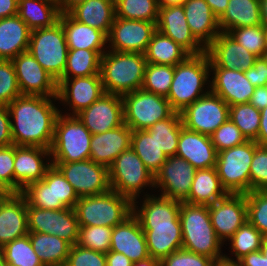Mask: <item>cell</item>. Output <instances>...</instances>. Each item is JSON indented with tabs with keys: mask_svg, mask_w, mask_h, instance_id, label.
I'll use <instances>...</instances> for the list:
<instances>
[{
	"mask_svg": "<svg viewBox=\"0 0 267 266\" xmlns=\"http://www.w3.org/2000/svg\"><path fill=\"white\" fill-rule=\"evenodd\" d=\"M180 207V201L162 195L146 198L140 213L135 211L133 204V214L144 231L149 256L160 262L172 252L182 249Z\"/></svg>",
	"mask_w": 267,
	"mask_h": 266,
	"instance_id": "1",
	"label": "cell"
},
{
	"mask_svg": "<svg viewBox=\"0 0 267 266\" xmlns=\"http://www.w3.org/2000/svg\"><path fill=\"white\" fill-rule=\"evenodd\" d=\"M51 101L50 97L21 95L7 105L15 121L11 122L14 145L51 148L60 114Z\"/></svg>",
	"mask_w": 267,
	"mask_h": 266,
	"instance_id": "2",
	"label": "cell"
},
{
	"mask_svg": "<svg viewBox=\"0 0 267 266\" xmlns=\"http://www.w3.org/2000/svg\"><path fill=\"white\" fill-rule=\"evenodd\" d=\"M146 66L145 54L104 53L101 56L100 75L105 93L123 96L141 89Z\"/></svg>",
	"mask_w": 267,
	"mask_h": 266,
	"instance_id": "3",
	"label": "cell"
},
{
	"mask_svg": "<svg viewBox=\"0 0 267 266\" xmlns=\"http://www.w3.org/2000/svg\"><path fill=\"white\" fill-rule=\"evenodd\" d=\"M179 219L182 228V248L213 260L223 258L220 253L222 241L211 224L209 206L181 202Z\"/></svg>",
	"mask_w": 267,
	"mask_h": 266,
	"instance_id": "4",
	"label": "cell"
},
{
	"mask_svg": "<svg viewBox=\"0 0 267 266\" xmlns=\"http://www.w3.org/2000/svg\"><path fill=\"white\" fill-rule=\"evenodd\" d=\"M210 59L205 52L200 55H190L182 63L174 66L172 84L167 96L172 109L182 112L187 106L201 98L199 95L207 81Z\"/></svg>",
	"mask_w": 267,
	"mask_h": 266,
	"instance_id": "5",
	"label": "cell"
},
{
	"mask_svg": "<svg viewBox=\"0 0 267 266\" xmlns=\"http://www.w3.org/2000/svg\"><path fill=\"white\" fill-rule=\"evenodd\" d=\"M74 211L79 227L108 226L113 228L133 213V202L116 191L110 190L104 194L79 198Z\"/></svg>",
	"mask_w": 267,
	"mask_h": 266,
	"instance_id": "6",
	"label": "cell"
},
{
	"mask_svg": "<svg viewBox=\"0 0 267 266\" xmlns=\"http://www.w3.org/2000/svg\"><path fill=\"white\" fill-rule=\"evenodd\" d=\"M92 134L77 116L58 115L50 155L51 163H70L90 159Z\"/></svg>",
	"mask_w": 267,
	"mask_h": 266,
	"instance_id": "7",
	"label": "cell"
},
{
	"mask_svg": "<svg viewBox=\"0 0 267 266\" xmlns=\"http://www.w3.org/2000/svg\"><path fill=\"white\" fill-rule=\"evenodd\" d=\"M258 144L248 140L244 144L217 153L216 169L222 187L230 194L250 192V165Z\"/></svg>",
	"mask_w": 267,
	"mask_h": 266,
	"instance_id": "8",
	"label": "cell"
},
{
	"mask_svg": "<svg viewBox=\"0 0 267 266\" xmlns=\"http://www.w3.org/2000/svg\"><path fill=\"white\" fill-rule=\"evenodd\" d=\"M68 50L60 21L51 27L31 31L28 51L56 81L63 76Z\"/></svg>",
	"mask_w": 267,
	"mask_h": 266,
	"instance_id": "9",
	"label": "cell"
},
{
	"mask_svg": "<svg viewBox=\"0 0 267 266\" xmlns=\"http://www.w3.org/2000/svg\"><path fill=\"white\" fill-rule=\"evenodd\" d=\"M124 123L132 130H147L175 111L166 97L138 89L122 96Z\"/></svg>",
	"mask_w": 267,
	"mask_h": 266,
	"instance_id": "10",
	"label": "cell"
},
{
	"mask_svg": "<svg viewBox=\"0 0 267 266\" xmlns=\"http://www.w3.org/2000/svg\"><path fill=\"white\" fill-rule=\"evenodd\" d=\"M111 190L129 198L136 206V196L142 187L155 185V176L145 167L134 150L121 152L109 167Z\"/></svg>",
	"mask_w": 267,
	"mask_h": 266,
	"instance_id": "11",
	"label": "cell"
},
{
	"mask_svg": "<svg viewBox=\"0 0 267 266\" xmlns=\"http://www.w3.org/2000/svg\"><path fill=\"white\" fill-rule=\"evenodd\" d=\"M180 114L185 128L211 136L229 119V105L217 94L208 91Z\"/></svg>",
	"mask_w": 267,
	"mask_h": 266,
	"instance_id": "12",
	"label": "cell"
},
{
	"mask_svg": "<svg viewBox=\"0 0 267 266\" xmlns=\"http://www.w3.org/2000/svg\"><path fill=\"white\" fill-rule=\"evenodd\" d=\"M75 189L79 198L107 193L111 190L109 168L89 160L51 163Z\"/></svg>",
	"mask_w": 267,
	"mask_h": 266,
	"instance_id": "13",
	"label": "cell"
},
{
	"mask_svg": "<svg viewBox=\"0 0 267 266\" xmlns=\"http://www.w3.org/2000/svg\"><path fill=\"white\" fill-rule=\"evenodd\" d=\"M28 231L56 235L69 242L77 244L79 224L72 208L61 210L27 207Z\"/></svg>",
	"mask_w": 267,
	"mask_h": 266,
	"instance_id": "14",
	"label": "cell"
},
{
	"mask_svg": "<svg viewBox=\"0 0 267 266\" xmlns=\"http://www.w3.org/2000/svg\"><path fill=\"white\" fill-rule=\"evenodd\" d=\"M22 95L57 98V81L29 52L12 59Z\"/></svg>",
	"mask_w": 267,
	"mask_h": 266,
	"instance_id": "15",
	"label": "cell"
},
{
	"mask_svg": "<svg viewBox=\"0 0 267 266\" xmlns=\"http://www.w3.org/2000/svg\"><path fill=\"white\" fill-rule=\"evenodd\" d=\"M156 31L154 22L115 17L107 37L113 51L144 54Z\"/></svg>",
	"mask_w": 267,
	"mask_h": 266,
	"instance_id": "16",
	"label": "cell"
},
{
	"mask_svg": "<svg viewBox=\"0 0 267 266\" xmlns=\"http://www.w3.org/2000/svg\"><path fill=\"white\" fill-rule=\"evenodd\" d=\"M76 116L92 135L114 129L124 123L122 96L104 93Z\"/></svg>",
	"mask_w": 267,
	"mask_h": 266,
	"instance_id": "17",
	"label": "cell"
},
{
	"mask_svg": "<svg viewBox=\"0 0 267 266\" xmlns=\"http://www.w3.org/2000/svg\"><path fill=\"white\" fill-rule=\"evenodd\" d=\"M211 224L217 237L229 239L246 222L247 205L245 194H230L209 206Z\"/></svg>",
	"mask_w": 267,
	"mask_h": 266,
	"instance_id": "18",
	"label": "cell"
},
{
	"mask_svg": "<svg viewBox=\"0 0 267 266\" xmlns=\"http://www.w3.org/2000/svg\"><path fill=\"white\" fill-rule=\"evenodd\" d=\"M195 172L196 169L183 158L167 157L155 175L154 186L162 187V196L184 202L189 196Z\"/></svg>",
	"mask_w": 267,
	"mask_h": 266,
	"instance_id": "19",
	"label": "cell"
},
{
	"mask_svg": "<svg viewBox=\"0 0 267 266\" xmlns=\"http://www.w3.org/2000/svg\"><path fill=\"white\" fill-rule=\"evenodd\" d=\"M156 26L159 32L170 37L190 55L206 52V48L200 45L201 43L191 33L182 5L159 7Z\"/></svg>",
	"mask_w": 267,
	"mask_h": 266,
	"instance_id": "20",
	"label": "cell"
},
{
	"mask_svg": "<svg viewBox=\"0 0 267 266\" xmlns=\"http://www.w3.org/2000/svg\"><path fill=\"white\" fill-rule=\"evenodd\" d=\"M206 53L210 59V67L241 71L251 68L258 58L224 32H221L206 48Z\"/></svg>",
	"mask_w": 267,
	"mask_h": 266,
	"instance_id": "21",
	"label": "cell"
},
{
	"mask_svg": "<svg viewBox=\"0 0 267 266\" xmlns=\"http://www.w3.org/2000/svg\"><path fill=\"white\" fill-rule=\"evenodd\" d=\"M69 81L70 79L57 81V99L71 103L73 116L88 108L105 93L101 75L73 78L70 88Z\"/></svg>",
	"mask_w": 267,
	"mask_h": 266,
	"instance_id": "22",
	"label": "cell"
},
{
	"mask_svg": "<svg viewBox=\"0 0 267 266\" xmlns=\"http://www.w3.org/2000/svg\"><path fill=\"white\" fill-rule=\"evenodd\" d=\"M110 251L123 253L133 263L149 257L144 231L133 213L113 227Z\"/></svg>",
	"mask_w": 267,
	"mask_h": 266,
	"instance_id": "23",
	"label": "cell"
},
{
	"mask_svg": "<svg viewBox=\"0 0 267 266\" xmlns=\"http://www.w3.org/2000/svg\"><path fill=\"white\" fill-rule=\"evenodd\" d=\"M43 155L50 156V149L15 145L14 193H21L29 184L42 180L51 166V163L44 165Z\"/></svg>",
	"mask_w": 267,
	"mask_h": 266,
	"instance_id": "24",
	"label": "cell"
},
{
	"mask_svg": "<svg viewBox=\"0 0 267 266\" xmlns=\"http://www.w3.org/2000/svg\"><path fill=\"white\" fill-rule=\"evenodd\" d=\"M176 156L186 160L196 170L216 167L217 151L211 137L184 126L179 135Z\"/></svg>",
	"mask_w": 267,
	"mask_h": 266,
	"instance_id": "25",
	"label": "cell"
},
{
	"mask_svg": "<svg viewBox=\"0 0 267 266\" xmlns=\"http://www.w3.org/2000/svg\"><path fill=\"white\" fill-rule=\"evenodd\" d=\"M27 201L14 193L0 202V248L15 239L28 235Z\"/></svg>",
	"mask_w": 267,
	"mask_h": 266,
	"instance_id": "26",
	"label": "cell"
},
{
	"mask_svg": "<svg viewBox=\"0 0 267 266\" xmlns=\"http://www.w3.org/2000/svg\"><path fill=\"white\" fill-rule=\"evenodd\" d=\"M215 71L211 91L222 98L229 106L249 103L255 90L245 77L244 71L210 67Z\"/></svg>",
	"mask_w": 267,
	"mask_h": 266,
	"instance_id": "27",
	"label": "cell"
},
{
	"mask_svg": "<svg viewBox=\"0 0 267 266\" xmlns=\"http://www.w3.org/2000/svg\"><path fill=\"white\" fill-rule=\"evenodd\" d=\"M132 130L122 125L100 134H93L90 144V160L110 167L115 158L131 147Z\"/></svg>",
	"mask_w": 267,
	"mask_h": 266,
	"instance_id": "28",
	"label": "cell"
},
{
	"mask_svg": "<svg viewBox=\"0 0 267 266\" xmlns=\"http://www.w3.org/2000/svg\"><path fill=\"white\" fill-rule=\"evenodd\" d=\"M182 6L191 33L207 48L221 33L218 18L205 0H185Z\"/></svg>",
	"mask_w": 267,
	"mask_h": 266,
	"instance_id": "29",
	"label": "cell"
},
{
	"mask_svg": "<svg viewBox=\"0 0 267 266\" xmlns=\"http://www.w3.org/2000/svg\"><path fill=\"white\" fill-rule=\"evenodd\" d=\"M31 30L18 16L0 19V60H12L28 51Z\"/></svg>",
	"mask_w": 267,
	"mask_h": 266,
	"instance_id": "30",
	"label": "cell"
},
{
	"mask_svg": "<svg viewBox=\"0 0 267 266\" xmlns=\"http://www.w3.org/2000/svg\"><path fill=\"white\" fill-rule=\"evenodd\" d=\"M75 20L107 36L116 17L115 0H85L68 12Z\"/></svg>",
	"mask_w": 267,
	"mask_h": 266,
	"instance_id": "31",
	"label": "cell"
},
{
	"mask_svg": "<svg viewBox=\"0 0 267 266\" xmlns=\"http://www.w3.org/2000/svg\"><path fill=\"white\" fill-rule=\"evenodd\" d=\"M59 21L65 33L68 49L103 50L102 47L108 42L104 32L78 22L69 13H61Z\"/></svg>",
	"mask_w": 267,
	"mask_h": 266,
	"instance_id": "32",
	"label": "cell"
},
{
	"mask_svg": "<svg viewBox=\"0 0 267 266\" xmlns=\"http://www.w3.org/2000/svg\"><path fill=\"white\" fill-rule=\"evenodd\" d=\"M227 191L222 187L216 167L197 169L186 203L210 206L224 198Z\"/></svg>",
	"mask_w": 267,
	"mask_h": 266,
	"instance_id": "33",
	"label": "cell"
},
{
	"mask_svg": "<svg viewBox=\"0 0 267 266\" xmlns=\"http://www.w3.org/2000/svg\"><path fill=\"white\" fill-rule=\"evenodd\" d=\"M218 24L224 33L234 28L261 25L260 0H229Z\"/></svg>",
	"mask_w": 267,
	"mask_h": 266,
	"instance_id": "34",
	"label": "cell"
},
{
	"mask_svg": "<svg viewBox=\"0 0 267 266\" xmlns=\"http://www.w3.org/2000/svg\"><path fill=\"white\" fill-rule=\"evenodd\" d=\"M58 4L49 0H18V16L31 31L51 27L59 21Z\"/></svg>",
	"mask_w": 267,
	"mask_h": 266,
	"instance_id": "35",
	"label": "cell"
},
{
	"mask_svg": "<svg viewBox=\"0 0 267 266\" xmlns=\"http://www.w3.org/2000/svg\"><path fill=\"white\" fill-rule=\"evenodd\" d=\"M31 244L44 266H65L71 244L56 235L28 233Z\"/></svg>",
	"mask_w": 267,
	"mask_h": 266,
	"instance_id": "36",
	"label": "cell"
},
{
	"mask_svg": "<svg viewBox=\"0 0 267 266\" xmlns=\"http://www.w3.org/2000/svg\"><path fill=\"white\" fill-rule=\"evenodd\" d=\"M144 54L147 63L170 66L182 63L190 56L184 48L158 30L153 34Z\"/></svg>",
	"mask_w": 267,
	"mask_h": 266,
	"instance_id": "37",
	"label": "cell"
},
{
	"mask_svg": "<svg viewBox=\"0 0 267 266\" xmlns=\"http://www.w3.org/2000/svg\"><path fill=\"white\" fill-rule=\"evenodd\" d=\"M104 53L102 50L69 49L60 79H71L69 74H73V78L100 75L101 56Z\"/></svg>",
	"mask_w": 267,
	"mask_h": 266,
	"instance_id": "38",
	"label": "cell"
},
{
	"mask_svg": "<svg viewBox=\"0 0 267 266\" xmlns=\"http://www.w3.org/2000/svg\"><path fill=\"white\" fill-rule=\"evenodd\" d=\"M131 148L154 176L167 160V156L156 144L154 136L147 130L132 131Z\"/></svg>",
	"mask_w": 267,
	"mask_h": 266,
	"instance_id": "39",
	"label": "cell"
},
{
	"mask_svg": "<svg viewBox=\"0 0 267 266\" xmlns=\"http://www.w3.org/2000/svg\"><path fill=\"white\" fill-rule=\"evenodd\" d=\"M183 127L181 114L174 112L169 118L157 121L147 131L154 136L156 144L167 156H176L178 140Z\"/></svg>",
	"mask_w": 267,
	"mask_h": 266,
	"instance_id": "40",
	"label": "cell"
},
{
	"mask_svg": "<svg viewBox=\"0 0 267 266\" xmlns=\"http://www.w3.org/2000/svg\"><path fill=\"white\" fill-rule=\"evenodd\" d=\"M42 180L52 183L53 210L74 209L79 196L55 165L51 164Z\"/></svg>",
	"mask_w": 267,
	"mask_h": 266,
	"instance_id": "41",
	"label": "cell"
},
{
	"mask_svg": "<svg viewBox=\"0 0 267 266\" xmlns=\"http://www.w3.org/2000/svg\"><path fill=\"white\" fill-rule=\"evenodd\" d=\"M116 17L157 23L158 0H115Z\"/></svg>",
	"mask_w": 267,
	"mask_h": 266,
	"instance_id": "42",
	"label": "cell"
},
{
	"mask_svg": "<svg viewBox=\"0 0 267 266\" xmlns=\"http://www.w3.org/2000/svg\"><path fill=\"white\" fill-rule=\"evenodd\" d=\"M229 118L241 130L247 140H256L260 128L261 114L250 103L229 106Z\"/></svg>",
	"mask_w": 267,
	"mask_h": 266,
	"instance_id": "43",
	"label": "cell"
},
{
	"mask_svg": "<svg viewBox=\"0 0 267 266\" xmlns=\"http://www.w3.org/2000/svg\"><path fill=\"white\" fill-rule=\"evenodd\" d=\"M1 249L6 263L14 266H44L32 247L29 235L15 239Z\"/></svg>",
	"mask_w": 267,
	"mask_h": 266,
	"instance_id": "44",
	"label": "cell"
},
{
	"mask_svg": "<svg viewBox=\"0 0 267 266\" xmlns=\"http://www.w3.org/2000/svg\"><path fill=\"white\" fill-rule=\"evenodd\" d=\"M173 75L174 66L147 63L141 89L167 98Z\"/></svg>",
	"mask_w": 267,
	"mask_h": 266,
	"instance_id": "45",
	"label": "cell"
},
{
	"mask_svg": "<svg viewBox=\"0 0 267 266\" xmlns=\"http://www.w3.org/2000/svg\"><path fill=\"white\" fill-rule=\"evenodd\" d=\"M228 34L257 57L266 53V28L261 25L234 28Z\"/></svg>",
	"mask_w": 267,
	"mask_h": 266,
	"instance_id": "46",
	"label": "cell"
},
{
	"mask_svg": "<svg viewBox=\"0 0 267 266\" xmlns=\"http://www.w3.org/2000/svg\"><path fill=\"white\" fill-rule=\"evenodd\" d=\"M263 237L257 228L246 221L230 238L232 252H234L237 261L251 252L259 251Z\"/></svg>",
	"mask_w": 267,
	"mask_h": 266,
	"instance_id": "47",
	"label": "cell"
},
{
	"mask_svg": "<svg viewBox=\"0 0 267 266\" xmlns=\"http://www.w3.org/2000/svg\"><path fill=\"white\" fill-rule=\"evenodd\" d=\"M112 230L108 226H81L77 245L106 254L110 251Z\"/></svg>",
	"mask_w": 267,
	"mask_h": 266,
	"instance_id": "48",
	"label": "cell"
},
{
	"mask_svg": "<svg viewBox=\"0 0 267 266\" xmlns=\"http://www.w3.org/2000/svg\"><path fill=\"white\" fill-rule=\"evenodd\" d=\"M245 195L248 221L267 236V191H250Z\"/></svg>",
	"mask_w": 267,
	"mask_h": 266,
	"instance_id": "49",
	"label": "cell"
},
{
	"mask_svg": "<svg viewBox=\"0 0 267 266\" xmlns=\"http://www.w3.org/2000/svg\"><path fill=\"white\" fill-rule=\"evenodd\" d=\"M21 95L12 60H0V104L7 106Z\"/></svg>",
	"mask_w": 267,
	"mask_h": 266,
	"instance_id": "50",
	"label": "cell"
},
{
	"mask_svg": "<svg viewBox=\"0 0 267 266\" xmlns=\"http://www.w3.org/2000/svg\"><path fill=\"white\" fill-rule=\"evenodd\" d=\"M210 137L217 153L248 141L230 118L220 125Z\"/></svg>",
	"mask_w": 267,
	"mask_h": 266,
	"instance_id": "51",
	"label": "cell"
},
{
	"mask_svg": "<svg viewBox=\"0 0 267 266\" xmlns=\"http://www.w3.org/2000/svg\"><path fill=\"white\" fill-rule=\"evenodd\" d=\"M21 194L27 201V207L53 210L52 183L39 180L29 184Z\"/></svg>",
	"mask_w": 267,
	"mask_h": 266,
	"instance_id": "52",
	"label": "cell"
},
{
	"mask_svg": "<svg viewBox=\"0 0 267 266\" xmlns=\"http://www.w3.org/2000/svg\"><path fill=\"white\" fill-rule=\"evenodd\" d=\"M250 191H267V146L255 148L250 165Z\"/></svg>",
	"mask_w": 267,
	"mask_h": 266,
	"instance_id": "53",
	"label": "cell"
},
{
	"mask_svg": "<svg viewBox=\"0 0 267 266\" xmlns=\"http://www.w3.org/2000/svg\"><path fill=\"white\" fill-rule=\"evenodd\" d=\"M65 266H106V254L72 245Z\"/></svg>",
	"mask_w": 267,
	"mask_h": 266,
	"instance_id": "54",
	"label": "cell"
},
{
	"mask_svg": "<svg viewBox=\"0 0 267 266\" xmlns=\"http://www.w3.org/2000/svg\"><path fill=\"white\" fill-rule=\"evenodd\" d=\"M213 259L190 252L185 249H179L172 252L169 256L164 258L161 266H212Z\"/></svg>",
	"mask_w": 267,
	"mask_h": 266,
	"instance_id": "55",
	"label": "cell"
},
{
	"mask_svg": "<svg viewBox=\"0 0 267 266\" xmlns=\"http://www.w3.org/2000/svg\"><path fill=\"white\" fill-rule=\"evenodd\" d=\"M15 145L0 147V178L14 192Z\"/></svg>",
	"mask_w": 267,
	"mask_h": 266,
	"instance_id": "56",
	"label": "cell"
},
{
	"mask_svg": "<svg viewBox=\"0 0 267 266\" xmlns=\"http://www.w3.org/2000/svg\"><path fill=\"white\" fill-rule=\"evenodd\" d=\"M245 77L255 86H267V61L264 57H258L254 65L244 71Z\"/></svg>",
	"mask_w": 267,
	"mask_h": 266,
	"instance_id": "57",
	"label": "cell"
},
{
	"mask_svg": "<svg viewBox=\"0 0 267 266\" xmlns=\"http://www.w3.org/2000/svg\"><path fill=\"white\" fill-rule=\"evenodd\" d=\"M237 262L239 266H267V236L263 237L259 251L251 252Z\"/></svg>",
	"mask_w": 267,
	"mask_h": 266,
	"instance_id": "58",
	"label": "cell"
},
{
	"mask_svg": "<svg viewBox=\"0 0 267 266\" xmlns=\"http://www.w3.org/2000/svg\"><path fill=\"white\" fill-rule=\"evenodd\" d=\"M6 105L0 104V147L14 145L11 132V119Z\"/></svg>",
	"mask_w": 267,
	"mask_h": 266,
	"instance_id": "59",
	"label": "cell"
},
{
	"mask_svg": "<svg viewBox=\"0 0 267 266\" xmlns=\"http://www.w3.org/2000/svg\"><path fill=\"white\" fill-rule=\"evenodd\" d=\"M256 109L263 110L267 107V86L255 87V90L249 101Z\"/></svg>",
	"mask_w": 267,
	"mask_h": 266,
	"instance_id": "60",
	"label": "cell"
},
{
	"mask_svg": "<svg viewBox=\"0 0 267 266\" xmlns=\"http://www.w3.org/2000/svg\"><path fill=\"white\" fill-rule=\"evenodd\" d=\"M133 262L123 253L109 251L106 253V266H132Z\"/></svg>",
	"mask_w": 267,
	"mask_h": 266,
	"instance_id": "61",
	"label": "cell"
},
{
	"mask_svg": "<svg viewBox=\"0 0 267 266\" xmlns=\"http://www.w3.org/2000/svg\"><path fill=\"white\" fill-rule=\"evenodd\" d=\"M18 14V0H0V19Z\"/></svg>",
	"mask_w": 267,
	"mask_h": 266,
	"instance_id": "62",
	"label": "cell"
},
{
	"mask_svg": "<svg viewBox=\"0 0 267 266\" xmlns=\"http://www.w3.org/2000/svg\"><path fill=\"white\" fill-rule=\"evenodd\" d=\"M260 128L258 131V137L255 142L261 146H267V107L260 110Z\"/></svg>",
	"mask_w": 267,
	"mask_h": 266,
	"instance_id": "63",
	"label": "cell"
},
{
	"mask_svg": "<svg viewBox=\"0 0 267 266\" xmlns=\"http://www.w3.org/2000/svg\"><path fill=\"white\" fill-rule=\"evenodd\" d=\"M213 14L219 19L227 9L229 0H205Z\"/></svg>",
	"mask_w": 267,
	"mask_h": 266,
	"instance_id": "64",
	"label": "cell"
},
{
	"mask_svg": "<svg viewBox=\"0 0 267 266\" xmlns=\"http://www.w3.org/2000/svg\"><path fill=\"white\" fill-rule=\"evenodd\" d=\"M84 1L85 0H59L57 4L60 13H68L73 7Z\"/></svg>",
	"mask_w": 267,
	"mask_h": 266,
	"instance_id": "65",
	"label": "cell"
},
{
	"mask_svg": "<svg viewBox=\"0 0 267 266\" xmlns=\"http://www.w3.org/2000/svg\"><path fill=\"white\" fill-rule=\"evenodd\" d=\"M132 266H161L160 261L149 256L146 259L134 262Z\"/></svg>",
	"mask_w": 267,
	"mask_h": 266,
	"instance_id": "66",
	"label": "cell"
},
{
	"mask_svg": "<svg viewBox=\"0 0 267 266\" xmlns=\"http://www.w3.org/2000/svg\"><path fill=\"white\" fill-rule=\"evenodd\" d=\"M212 266H239L238 262L229 259L228 257L224 256L218 260H214Z\"/></svg>",
	"mask_w": 267,
	"mask_h": 266,
	"instance_id": "67",
	"label": "cell"
},
{
	"mask_svg": "<svg viewBox=\"0 0 267 266\" xmlns=\"http://www.w3.org/2000/svg\"><path fill=\"white\" fill-rule=\"evenodd\" d=\"M261 24L267 29V0H260Z\"/></svg>",
	"mask_w": 267,
	"mask_h": 266,
	"instance_id": "68",
	"label": "cell"
},
{
	"mask_svg": "<svg viewBox=\"0 0 267 266\" xmlns=\"http://www.w3.org/2000/svg\"><path fill=\"white\" fill-rule=\"evenodd\" d=\"M13 194L14 192L0 178V198H8Z\"/></svg>",
	"mask_w": 267,
	"mask_h": 266,
	"instance_id": "69",
	"label": "cell"
},
{
	"mask_svg": "<svg viewBox=\"0 0 267 266\" xmlns=\"http://www.w3.org/2000/svg\"><path fill=\"white\" fill-rule=\"evenodd\" d=\"M185 0H158L159 7H169L182 5Z\"/></svg>",
	"mask_w": 267,
	"mask_h": 266,
	"instance_id": "70",
	"label": "cell"
},
{
	"mask_svg": "<svg viewBox=\"0 0 267 266\" xmlns=\"http://www.w3.org/2000/svg\"><path fill=\"white\" fill-rule=\"evenodd\" d=\"M0 266H6V261L2 249L0 248Z\"/></svg>",
	"mask_w": 267,
	"mask_h": 266,
	"instance_id": "71",
	"label": "cell"
},
{
	"mask_svg": "<svg viewBox=\"0 0 267 266\" xmlns=\"http://www.w3.org/2000/svg\"><path fill=\"white\" fill-rule=\"evenodd\" d=\"M266 51H267V29H266Z\"/></svg>",
	"mask_w": 267,
	"mask_h": 266,
	"instance_id": "72",
	"label": "cell"
},
{
	"mask_svg": "<svg viewBox=\"0 0 267 266\" xmlns=\"http://www.w3.org/2000/svg\"><path fill=\"white\" fill-rule=\"evenodd\" d=\"M265 58V60L267 61V51L265 53V55L263 56Z\"/></svg>",
	"mask_w": 267,
	"mask_h": 266,
	"instance_id": "73",
	"label": "cell"
},
{
	"mask_svg": "<svg viewBox=\"0 0 267 266\" xmlns=\"http://www.w3.org/2000/svg\"><path fill=\"white\" fill-rule=\"evenodd\" d=\"M49 1H53V2H55V3H58L59 0H49Z\"/></svg>",
	"mask_w": 267,
	"mask_h": 266,
	"instance_id": "74",
	"label": "cell"
},
{
	"mask_svg": "<svg viewBox=\"0 0 267 266\" xmlns=\"http://www.w3.org/2000/svg\"><path fill=\"white\" fill-rule=\"evenodd\" d=\"M6 266H14V265H12V264H9V263H6Z\"/></svg>",
	"mask_w": 267,
	"mask_h": 266,
	"instance_id": "75",
	"label": "cell"
}]
</instances>
